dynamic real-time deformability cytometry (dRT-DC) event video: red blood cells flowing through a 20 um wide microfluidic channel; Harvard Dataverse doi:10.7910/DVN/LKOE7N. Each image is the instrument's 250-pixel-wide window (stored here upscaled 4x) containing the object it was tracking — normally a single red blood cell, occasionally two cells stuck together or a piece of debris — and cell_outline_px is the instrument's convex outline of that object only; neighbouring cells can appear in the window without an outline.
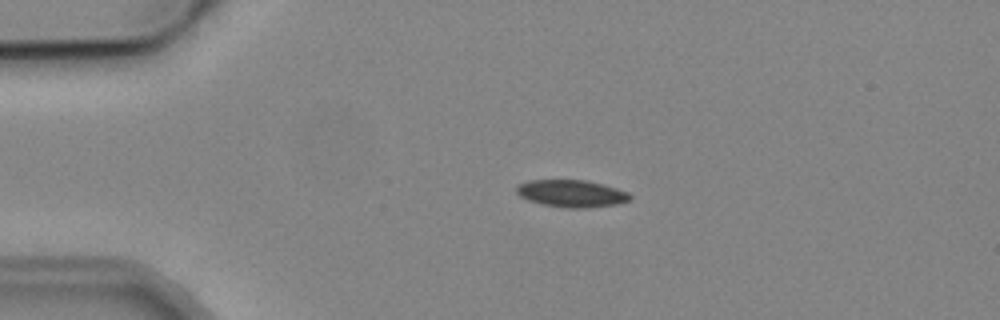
{"species": "common noctule bat (a hibernating species)", "species_latin": "Nyctalus noctula", "temperature_condition": "cold", "stored_images_in_passage": 3, "camera_frame_rate_fps": 3000, "um_per_image_px": 0.085, "animal": {"sex": "male", "body_mass_g": 19.2, "forearm_length_mm": 51.8}, "frame": {"image": 1, "passage_image": 2, "time_ms": 1.333, "image_size_px": [1000, 320], "cell_outline_px": [[632, 196], [628, 200], [616, 204], [580, 208], [568, 208], [544, 204], [528, 200], [520, 196], [516, 192], [516, 184], [528, 180], [588, 180], [604, 184], [628, 192]], "centroid_in_image_um": [48.55, 16.43], "position_along_channel_um": 36.5, "area_um2": 17.92}}